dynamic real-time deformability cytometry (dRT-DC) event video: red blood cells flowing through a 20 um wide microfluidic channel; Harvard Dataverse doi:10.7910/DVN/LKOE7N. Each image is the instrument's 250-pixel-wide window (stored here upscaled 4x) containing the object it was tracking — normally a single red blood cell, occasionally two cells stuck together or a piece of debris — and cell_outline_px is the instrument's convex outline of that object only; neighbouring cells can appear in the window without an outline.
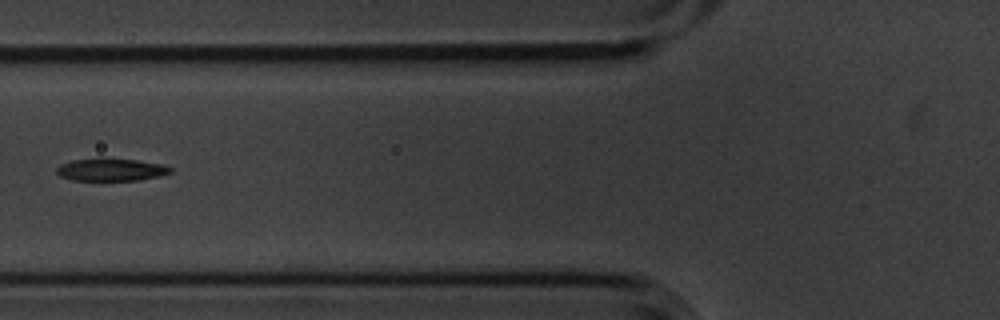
{"species": "common noctule bat (a hibernating species)", "species_latin": "Nyctalus noctula", "temperature_condition": "cold", "stored_images_in_passage": 14, "segment_of_instrument_passage": [1, 2], "camera_frame_rate_fps": 3000, "um_per_image_px": 0.085, "animal": {"sex": "male", "body_mass_g": 20.1, "forearm_length_mm": 53.5}, "frame": {"image": 1, "passage_image": 4, "time_ms": 1.0, "image_size_px": [1000, 320], "cell_outline_px": [[172, 172], [160, 176], [140, 180], [72, 180], [60, 176], [56, 172], [56, 168], [60, 164], [72, 160], [100, 156], [104, 156], [136, 160], [164, 164], [172, 168]], "centroid_in_image_um": [9.43, 14.39], "position_along_channel_um": 116.4, "area_um2": 15.49}}
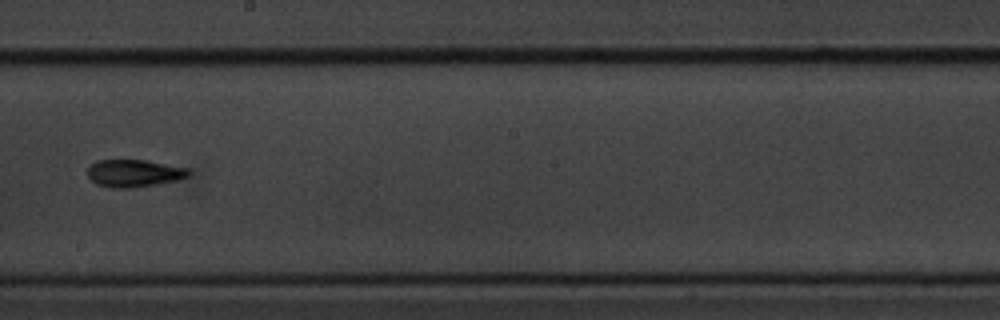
{"frame": {"image": 2, "passage_image": 7, "time_ms": 2.0, "image_size_px": [1000, 320], "cell_outline_px": [[188, 176], [176, 180], [156, 184], [128, 188], [112, 188], [96, 184], [88, 176], [88, 168], [96, 160], [144, 160], [188, 168]], "centroid_in_image_um": [11.35, 14.72], "position_along_channel_um": 236.9, "area_um2": 15.9}}
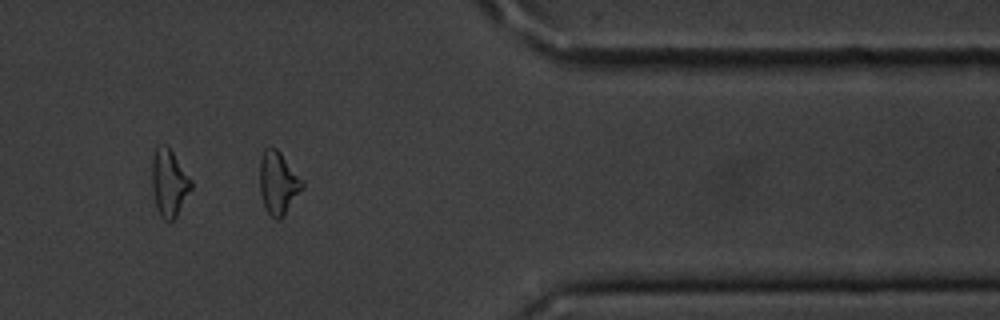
{"frame": {"image": 3, "passage_image": 11, "time_ms": 3.333, "image_size_px": [1000, 320], "cell_outline_px": [[304, 188], [284, 216], [280, 220], [276, 220], [268, 212], [264, 204], [260, 192], [260, 160], [264, 148], [276, 148], [280, 152], [304, 180]], "centroid_in_image_um": [23.68, 15.56], "position_along_channel_um": 387.7, "area_um2": 15.66}}